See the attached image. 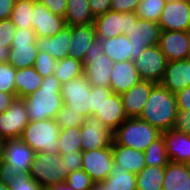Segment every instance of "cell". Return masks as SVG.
<instances>
[{"instance_id":"cell-55","label":"cell","mask_w":190,"mask_h":190,"mask_svg":"<svg viewBox=\"0 0 190 190\" xmlns=\"http://www.w3.org/2000/svg\"><path fill=\"white\" fill-rule=\"evenodd\" d=\"M0 190H10L7 177L3 173H0Z\"/></svg>"},{"instance_id":"cell-30","label":"cell","mask_w":190,"mask_h":190,"mask_svg":"<svg viewBox=\"0 0 190 190\" xmlns=\"http://www.w3.org/2000/svg\"><path fill=\"white\" fill-rule=\"evenodd\" d=\"M65 22L68 26L88 25L94 22L88 0H67Z\"/></svg>"},{"instance_id":"cell-57","label":"cell","mask_w":190,"mask_h":190,"mask_svg":"<svg viewBox=\"0 0 190 190\" xmlns=\"http://www.w3.org/2000/svg\"><path fill=\"white\" fill-rule=\"evenodd\" d=\"M3 152H4V140L0 138V173L3 163Z\"/></svg>"},{"instance_id":"cell-29","label":"cell","mask_w":190,"mask_h":190,"mask_svg":"<svg viewBox=\"0 0 190 190\" xmlns=\"http://www.w3.org/2000/svg\"><path fill=\"white\" fill-rule=\"evenodd\" d=\"M43 77L38 74L34 67L17 69L15 77V97L24 98L38 90Z\"/></svg>"},{"instance_id":"cell-7","label":"cell","mask_w":190,"mask_h":190,"mask_svg":"<svg viewBox=\"0 0 190 190\" xmlns=\"http://www.w3.org/2000/svg\"><path fill=\"white\" fill-rule=\"evenodd\" d=\"M34 154L35 152L21 138L4 140L1 173L5 176L29 173Z\"/></svg>"},{"instance_id":"cell-16","label":"cell","mask_w":190,"mask_h":190,"mask_svg":"<svg viewBox=\"0 0 190 190\" xmlns=\"http://www.w3.org/2000/svg\"><path fill=\"white\" fill-rule=\"evenodd\" d=\"M161 30L188 31L190 27V2L185 0L167 1L158 22Z\"/></svg>"},{"instance_id":"cell-28","label":"cell","mask_w":190,"mask_h":190,"mask_svg":"<svg viewBox=\"0 0 190 190\" xmlns=\"http://www.w3.org/2000/svg\"><path fill=\"white\" fill-rule=\"evenodd\" d=\"M104 54L114 63L122 61H133L134 47L125 34L108 39H101Z\"/></svg>"},{"instance_id":"cell-32","label":"cell","mask_w":190,"mask_h":190,"mask_svg":"<svg viewBox=\"0 0 190 190\" xmlns=\"http://www.w3.org/2000/svg\"><path fill=\"white\" fill-rule=\"evenodd\" d=\"M103 183L108 186V190H137L136 174L122 169L115 163Z\"/></svg>"},{"instance_id":"cell-42","label":"cell","mask_w":190,"mask_h":190,"mask_svg":"<svg viewBox=\"0 0 190 190\" xmlns=\"http://www.w3.org/2000/svg\"><path fill=\"white\" fill-rule=\"evenodd\" d=\"M56 63L57 61L50 54L38 52L34 68L44 78L54 74Z\"/></svg>"},{"instance_id":"cell-35","label":"cell","mask_w":190,"mask_h":190,"mask_svg":"<svg viewBox=\"0 0 190 190\" xmlns=\"http://www.w3.org/2000/svg\"><path fill=\"white\" fill-rule=\"evenodd\" d=\"M146 166H166L170 161L163 136L160 135L144 151Z\"/></svg>"},{"instance_id":"cell-50","label":"cell","mask_w":190,"mask_h":190,"mask_svg":"<svg viewBox=\"0 0 190 190\" xmlns=\"http://www.w3.org/2000/svg\"><path fill=\"white\" fill-rule=\"evenodd\" d=\"M178 110H187L190 113V85L176 94Z\"/></svg>"},{"instance_id":"cell-6","label":"cell","mask_w":190,"mask_h":190,"mask_svg":"<svg viewBox=\"0 0 190 190\" xmlns=\"http://www.w3.org/2000/svg\"><path fill=\"white\" fill-rule=\"evenodd\" d=\"M113 66L114 61L104 54L101 41L99 39L93 41L87 48L83 61L84 76L91 86L109 87Z\"/></svg>"},{"instance_id":"cell-13","label":"cell","mask_w":190,"mask_h":190,"mask_svg":"<svg viewBox=\"0 0 190 190\" xmlns=\"http://www.w3.org/2000/svg\"><path fill=\"white\" fill-rule=\"evenodd\" d=\"M167 64L168 60L159 45L145 48L139 59L134 61L140 79L156 84L162 80Z\"/></svg>"},{"instance_id":"cell-9","label":"cell","mask_w":190,"mask_h":190,"mask_svg":"<svg viewBox=\"0 0 190 190\" xmlns=\"http://www.w3.org/2000/svg\"><path fill=\"white\" fill-rule=\"evenodd\" d=\"M91 87L84 75L61 84L63 105L83 117L91 115Z\"/></svg>"},{"instance_id":"cell-15","label":"cell","mask_w":190,"mask_h":190,"mask_svg":"<svg viewBox=\"0 0 190 190\" xmlns=\"http://www.w3.org/2000/svg\"><path fill=\"white\" fill-rule=\"evenodd\" d=\"M114 164L112 144L103 149L82 151V167L95 182H103L110 174Z\"/></svg>"},{"instance_id":"cell-22","label":"cell","mask_w":190,"mask_h":190,"mask_svg":"<svg viewBox=\"0 0 190 190\" xmlns=\"http://www.w3.org/2000/svg\"><path fill=\"white\" fill-rule=\"evenodd\" d=\"M170 161L190 164V135L169 129L161 132Z\"/></svg>"},{"instance_id":"cell-24","label":"cell","mask_w":190,"mask_h":190,"mask_svg":"<svg viewBox=\"0 0 190 190\" xmlns=\"http://www.w3.org/2000/svg\"><path fill=\"white\" fill-rule=\"evenodd\" d=\"M95 116L113 133L128 118L120 94L112 93L109 98H105Z\"/></svg>"},{"instance_id":"cell-5","label":"cell","mask_w":190,"mask_h":190,"mask_svg":"<svg viewBox=\"0 0 190 190\" xmlns=\"http://www.w3.org/2000/svg\"><path fill=\"white\" fill-rule=\"evenodd\" d=\"M69 173L59 153H35L33 163L29 169V175L43 190L54 184L66 181Z\"/></svg>"},{"instance_id":"cell-40","label":"cell","mask_w":190,"mask_h":190,"mask_svg":"<svg viewBox=\"0 0 190 190\" xmlns=\"http://www.w3.org/2000/svg\"><path fill=\"white\" fill-rule=\"evenodd\" d=\"M56 123L61 128H71L82 126L84 122V117L81 114H76V112L71 111L68 106L63 105L61 110L57 113L55 118Z\"/></svg>"},{"instance_id":"cell-45","label":"cell","mask_w":190,"mask_h":190,"mask_svg":"<svg viewBox=\"0 0 190 190\" xmlns=\"http://www.w3.org/2000/svg\"><path fill=\"white\" fill-rule=\"evenodd\" d=\"M172 129L190 135V113L187 110H178Z\"/></svg>"},{"instance_id":"cell-46","label":"cell","mask_w":190,"mask_h":190,"mask_svg":"<svg viewBox=\"0 0 190 190\" xmlns=\"http://www.w3.org/2000/svg\"><path fill=\"white\" fill-rule=\"evenodd\" d=\"M65 162L69 172H74L82 167V151H73V153L60 154Z\"/></svg>"},{"instance_id":"cell-20","label":"cell","mask_w":190,"mask_h":190,"mask_svg":"<svg viewBox=\"0 0 190 190\" xmlns=\"http://www.w3.org/2000/svg\"><path fill=\"white\" fill-rule=\"evenodd\" d=\"M159 84L174 94L189 86L190 57L188 59L168 62Z\"/></svg>"},{"instance_id":"cell-4","label":"cell","mask_w":190,"mask_h":190,"mask_svg":"<svg viewBox=\"0 0 190 190\" xmlns=\"http://www.w3.org/2000/svg\"><path fill=\"white\" fill-rule=\"evenodd\" d=\"M60 126L55 119L30 121L24 128L21 139L35 152L58 153Z\"/></svg>"},{"instance_id":"cell-10","label":"cell","mask_w":190,"mask_h":190,"mask_svg":"<svg viewBox=\"0 0 190 190\" xmlns=\"http://www.w3.org/2000/svg\"><path fill=\"white\" fill-rule=\"evenodd\" d=\"M138 18L135 12L121 13L109 10L94 19L96 38L101 40L126 34L132 27V20Z\"/></svg>"},{"instance_id":"cell-36","label":"cell","mask_w":190,"mask_h":190,"mask_svg":"<svg viewBox=\"0 0 190 190\" xmlns=\"http://www.w3.org/2000/svg\"><path fill=\"white\" fill-rule=\"evenodd\" d=\"M34 0L16 1L11 14V21L18 28H32V12Z\"/></svg>"},{"instance_id":"cell-37","label":"cell","mask_w":190,"mask_h":190,"mask_svg":"<svg viewBox=\"0 0 190 190\" xmlns=\"http://www.w3.org/2000/svg\"><path fill=\"white\" fill-rule=\"evenodd\" d=\"M167 0H140L136 14L140 19L159 22Z\"/></svg>"},{"instance_id":"cell-53","label":"cell","mask_w":190,"mask_h":190,"mask_svg":"<svg viewBox=\"0 0 190 190\" xmlns=\"http://www.w3.org/2000/svg\"><path fill=\"white\" fill-rule=\"evenodd\" d=\"M10 48L0 45V64L9 61Z\"/></svg>"},{"instance_id":"cell-8","label":"cell","mask_w":190,"mask_h":190,"mask_svg":"<svg viewBox=\"0 0 190 190\" xmlns=\"http://www.w3.org/2000/svg\"><path fill=\"white\" fill-rule=\"evenodd\" d=\"M36 34L32 28L16 29L10 48L9 63L16 69L34 67L38 55Z\"/></svg>"},{"instance_id":"cell-34","label":"cell","mask_w":190,"mask_h":190,"mask_svg":"<svg viewBox=\"0 0 190 190\" xmlns=\"http://www.w3.org/2000/svg\"><path fill=\"white\" fill-rule=\"evenodd\" d=\"M80 132L81 126L61 128L58 138V153L66 154L73 153V151H82Z\"/></svg>"},{"instance_id":"cell-21","label":"cell","mask_w":190,"mask_h":190,"mask_svg":"<svg viewBox=\"0 0 190 190\" xmlns=\"http://www.w3.org/2000/svg\"><path fill=\"white\" fill-rule=\"evenodd\" d=\"M72 38V26H64L61 31L51 37H37L38 52L48 53L56 61L68 56L69 44Z\"/></svg>"},{"instance_id":"cell-54","label":"cell","mask_w":190,"mask_h":190,"mask_svg":"<svg viewBox=\"0 0 190 190\" xmlns=\"http://www.w3.org/2000/svg\"><path fill=\"white\" fill-rule=\"evenodd\" d=\"M46 190H76V189H73L72 187L68 186V184L64 181V182L49 186Z\"/></svg>"},{"instance_id":"cell-26","label":"cell","mask_w":190,"mask_h":190,"mask_svg":"<svg viewBox=\"0 0 190 190\" xmlns=\"http://www.w3.org/2000/svg\"><path fill=\"white\" fill-rule=\"evenodd\" d=\"M114 163L130 173L138 174L145 167V155L143 151L117 145L112 141Z\"/></svg>"},{"instance_id":"cell-38","label":"cell","mask_w":190,"mask_h":190,"mask_svg":"<svg viewBox=\"0 0 190 190\" xmlns=\"http://www.w3.org/2000/svg\"><path fill=\"white\" fill-rule=\"evenodd\" d=\"M17 69L9 62L0 64V91L15 96V77Z\"/></svg>"},{"instance_id":"cell-41","label":"cell","mask_w":190,"mask_h":190,"mask_svg":"<svg viewBox=\"0 0 190 190\" xmlns=\"http://www.w3.org/2000/svg\"><path fill=\"white\" fill-rule=\"evenodd\" d=\"M65 182L76 190H90L94 183L91 177L82 169L70 172Z\"/></svg>"},{"instance_id":"cell-12","label":"cell","mask_w":190,"mask_h":190,"mask_svg":"<svg viewBox=\"0 0 190 190\" xmlns=\"http://www.w3.org/2000/svg\"><path fill=\"white\" fill-rule=\"evenodd\" d=\"M160 25L157 22L138 18L132 20L130 31L125 34L134 47L133 62L147 47L159 45Z\"/></svg>"},{"instance_id":"cell-48","label":"cell","mask_w":190,"mask_h":190,"mask_svg":"<svg viewBox=\"0 0 190 190\" xmlns=\"http://www.w3.org/2000/svg\"><path fill=\"white\" fill-rule=\"evenodd\" d=\"M46 6L53 14L65 17L67 0H37Z\"/></svg>"},{"instance_id":"cell-11","label":"cell","mask_w":190,"mask_h":190,"mask_svg":"<svg viewBox=\"0 0 190 190\" xmlns=\"http://www.w3.org/2000/svg\"><path fill=\"white\" fill-rule=\"evenodd\" d=\"M29 122L24 98L15 97L10 108L0 113V138L3 140L20 138Z\"/></svg>"},{"instance_id":"cell-33","label":"cell","mask_w":190,"mask_h":190,"mask_svg":"<svg viewBox=\"0 0 190 190\" xmlns=\"http://www.w3.org/2000/svg\"><path fill=\"white\" fill-rule=\"evenodd\" d=\"M54 75L61 84L67 83L74 78L84 75L83 62L69 56L58 60Z\"/></svg>"},{"instance_id":"cell-25","label":"cell","mask_w":190,"mask_h":190,"mask_svg":"<svg viewBox=\"0 0 190 190\" xmlns=\"http://www.w3.org/2000/svg\"><path fill=\"white\" fill-rule=\"evenodd\" d=\"M96 39L94 23L72 26L68 56L83 62L87 54V48Z\"/></svg>"},{"instance_id":"cell-1","label":"cell","mask_w":190,"mask_h":190,"mask_svg":"<svg viewBox=\"0 0 190 190\" xmlns=\"http://www.w3.org/2000/svg\"><path fill=\"white\" fill-rule=\"evenodd\" d=\"M29 121L55 119L63 106L61 83L54 74L43 78L38 90L24 97Z\"/></svg>"},{"instance_id":"cell-18","label":"cell","mask_w":190,"mask_h":190,"mask_svg":"<svg viewBox=\"0 0 190 190\" xmlns=\"http://www.w3.org/2000/svg\"><path fill=\"white\" fill-rule=\"evenodd\" d=\"M31 23L36 37L54 36L66 26L64 17L53 14L37 0H34Z\"/></svg>"},{"instance_id":"cell-51","label":"cell","mask_w":190,"mask_h":190,"mask_svg":"<svg viewBox=\"0 0 190 190\" xmlns=\"http://www.w3.org/2000/svg\"><path fill=\"white\" fill-rule=\"evenodd\" d=\"M14 4L15 0H0V20L11 17Z\"/></svg>"},{"instance_id":"cell-44","label":"cell","mask_w":190,"mask_h":190,"mask_svg":"<svg viewBox=\"0 0 190 190\" xmlns=\"http://www.w3.org/2000/svg\"><path fill=\"white\" fill-rule=\"evenodd\" d=\"M16 29L10 18L0 20V45L11 48Z\"/></svg>"},{"instance_id":"cell-27","label":"cell","mask_w":190,"mask_h":190,"mask_svg":"<svg viewBox=\"0 0 190 190\" xmlns=\"http://www.w3.org/2000/svg\"><path fill=\"white\" fill-rule=\"evenodd\" d=\"M162 190H190V164L169 161L165 166Z\"/></svg>"},{"instance_id":"cell-56","label":"cell","mask_w":190,"mask_h":190,"mask_svg":"<svg viewBox=\"0 0 190 190\" xmlns=\"http://www.w3.org/2000/svg\"><path fill=\"white\" fill-rule=\"evenodd\" d=\"M90 190H108V186H106L103 182H95Z\"/></svg>"},{"instance_id":"cell-43","label":"cell","mask_w":190,"mask_h":190,"mask_svg":"<svg viewBox=\"0 0 190 190\" xmlns=\"http://www.w3.org/2000/svg\"><path fill=\"white\" fill-rule=\"evenodd\" d=\"M91 115L100 111L105 98H109L113 91L109 87H91Z\"/></svg>"},{"instance_id":"cell-3","label":"cell","mask_w":190,"mask_h":190,"mask_svg":"<svg viewBox=\"0 0 190 190\" xmlns=\"http://www.w3.org/2000/svg\"><path fill=\"white\" fill-rule=\"evenodd\" d=\"M161 132L140 118L128 117L113 133L117 145L145 151Z\"/></svg>"},{"instance_id":"cell-39","label":"cell","mask_w":190,"mask_h":190,"mask_svg":"<svg viewBox=\"0 0 190 190\" xmlns=\"http://www.w3.org/2000/svg\"><path fill=\"white\" fill-rule=\"evenodd\" d=\"M10 190H43L41 186L31 178L29 173H18L6 176Z\"/></svg>"},{"instance_id":"cell-2","label":"cell","mask_w":190,"mask_h":190,"mask_svg":"<svg viewBox=\"0 0 190 190\" xmlns=\"http://www.w3.org/2000/svg\"><path fill=\"white\" fill-rule=\"evenodd\" d=\"M177 112L176 95L160 84H156L138 118L163 132L172 129Z\"/></svg>"},{"instance_id":"cell-14","label":"cell","mask_w":190,"mask_h":190,"mask_svg":"<svg viewBox=\"0 0 190 190\" xmlns=\"http://www.w3.org/2000/svg\"><path fill=\"white\" fill-rule=\"evenodd\" d=\"M80 137L82 151L107 148L113 141L112 132L94 115L84 117Z\"/></svg>"},{"instance_id":"cell-49","label":"cell","mask_w":190,"mask_h":190,"mask_svg":"<svg viewBox=\"0 0 190 190\" xmlns=\"http://www.w3.org/2000/svg\"><path fill=\"white\" fill-rule=\"evenodd\" d=\"M88 2L94 18L103 15L111 9V0H88Z\"/></svg>"},{"instance_id":"cell-47","label":"cell","mask_w":190,"mask_h":190,"mask_svg":"<svg viewBox=\"0 0 190 190\" xmlns=\"http://www.w3.org/2000/svg\"><path fill=\"white\" fill-rule=\"evenodd\" d=\"M140 0H111V9L114 12H136Z\"/></svg>"},{"instance_id":"cell-31","label":"cell","mask_w":190,"mask_h":190,"mask_svg":"<svg viewBox=\"0 0 190 190\" xmlns=\"http://www.w3.org/2000/svg\"><path fill=\"white\" fill-rule=\"evenodd\" d=\"M165 166H146L136 174L137 190H162Z\"/></svg>"},{"instance_id":"cell-52","label":"cell","mask_w":190,"mask_h":190,"mask_svg":"<svg viewBox=\"0 0 190 190\" xmlns=\"http://www.w3.org/2000/svg\"><path fill=\"white\" fill-rule=\"evenodd\" d=\"M15 99L13 94L0 91V113L8 110L11 106V102Z\"/></svg>"},{"instance_id":"cell-19","label":"cell","mask_w":190,"mask_h":190,"mask_svg":"<svg viewBox=\"0 0 190 190\" xmlns=\"http://www.w3.org/2000/svg\"><path fill=\"white\" fill-rule=\"evenodd\" d=\"M156 83L141 80L131 89L120 94L123 108L127 117L138 118L141 115L150 92Z\"/></svg>"},{"instance_id":"cell-23","label":"cell","mask_w":190,"mask_h":190,"mask_svg":"<svg viewBox=\"0 0 190 190\" xmlns=\"http://www.w3.org/2000/svg\"><path fill=\"white\" fill-rule=\"evenodd\" d=\"M110 78L109 88L116 94L128 91L141 81L132 60L114 63Z\"/></svg>"},{"instance_id":"cell-17","label":"cell","mask_w":190,"mask_h":190,"mask_svg":"<svg viewBox=\"0 0 190 190\" xmlns=\"http://www.w3.org/2000/svg\"><path fill=\"white\" fill-rule=\"evenodd\" d=\"M159 47L168 62L188 59L190 57V36L188 31L161 30Z\"/></svg>"}]
</instances>
